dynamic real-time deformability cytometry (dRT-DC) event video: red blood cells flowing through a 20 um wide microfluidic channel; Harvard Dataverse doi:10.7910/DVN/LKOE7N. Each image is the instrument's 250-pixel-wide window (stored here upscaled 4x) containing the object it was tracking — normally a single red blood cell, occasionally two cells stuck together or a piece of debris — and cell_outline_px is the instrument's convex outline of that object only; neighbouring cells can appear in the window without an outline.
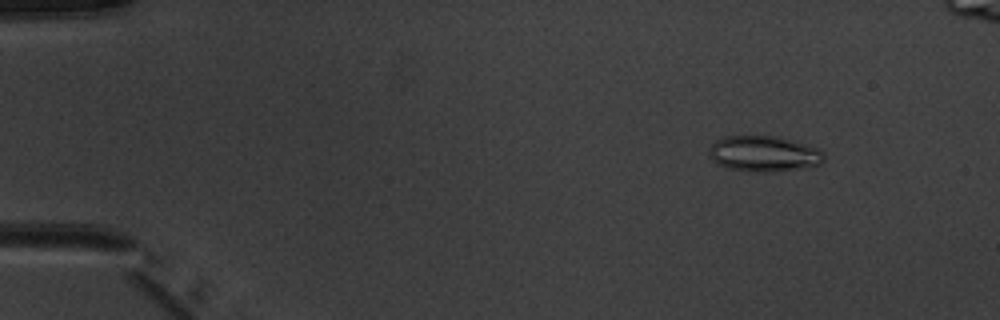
{"species": "common noctule bat (a hibernating species)", "species_latin": "Nyctalus noctula", "temperature_condition": "warm", "stored_images_in_passage": 6, "camera_frame_rate_fps": 3000, "um_per_image_px": 0.085, "animal": {"sex": "male", "body_mass_g": 20.1, "forearm_length_mm": 53.5}, "frame": {"image": 1, "passage_image": 2, "time_ms": 1.333, "image_size_px": [1000, 320], "cell_outline_px": [[824, 160], [820, 164], [800, 168], [764, 172], [756, 172], [732, 168], [716, 164], [708, 156], [708, 148], [716, 140], [724, 136], [780, 136], [820, 148], [824, 156]], "centroid_in_image_um": [64.91, 13.05], "position_along_channel_um": 20.1, "area_um2": 23.99}}